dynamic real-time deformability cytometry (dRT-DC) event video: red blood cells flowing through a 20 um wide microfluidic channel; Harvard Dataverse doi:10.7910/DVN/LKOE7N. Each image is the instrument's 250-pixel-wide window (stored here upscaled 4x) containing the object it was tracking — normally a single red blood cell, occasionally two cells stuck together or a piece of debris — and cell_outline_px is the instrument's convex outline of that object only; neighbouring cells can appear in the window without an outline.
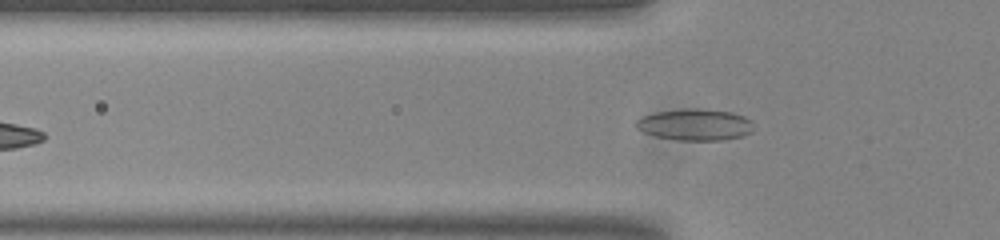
{"species": "common noctule bat (a hibernating species)", "species_latin": "Nyctalus noctula", "temperature_condition": "room temperature", "stored_images_in_passage": 38, "camera_frame_rate_fps": 3000, "um_per_image_px": 0.085, "animal": {"sex": "male", "body_mass_g": 20.0, "forearm_length_mm": 53.3}, "frame": {"image": 1, "passage_image": 5, "time_ms": 1.333, "image_size_px": [1000, 240], "cell_outline_px": [[752, 132], [740, 136], [724, 140], [676, 140], [656, 136], [644, 132], [636, 128], [636, 120], [640, 116], [652, 112], [684, 108], [696, 108], [732, 112], [744, 116], [752, 120]], "centroid_in_image_um": [59.05, 10.58], "position_along_channel_um": 66.8, "area_um2": 21.79}}
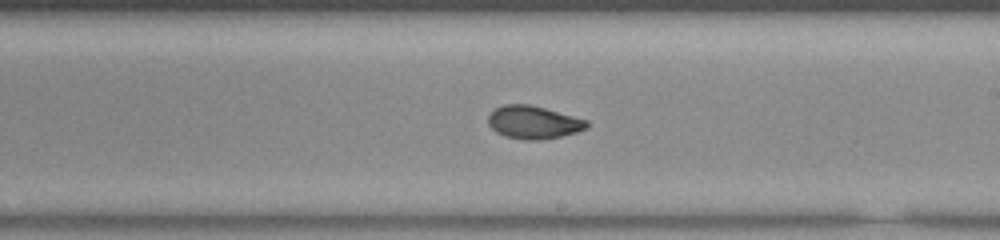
{"frame": {"image": 2, "passage_image": 19, "time_ms": 6.0, "image_size_px": [1000, 240], "cell_outline_px": [[588, 128], [576, 132], [560, 136], [540, 140], [524, 140], [504, 136], [496, 132], [488, 124], [488, 116], [496, 108], [504, 104], [528, 104], [544, 108], [588, 120]], "centroid_in_image_um": [45.33, 10.4], "position_along_channel_um": 243.7, "area_um2": 18.84}}
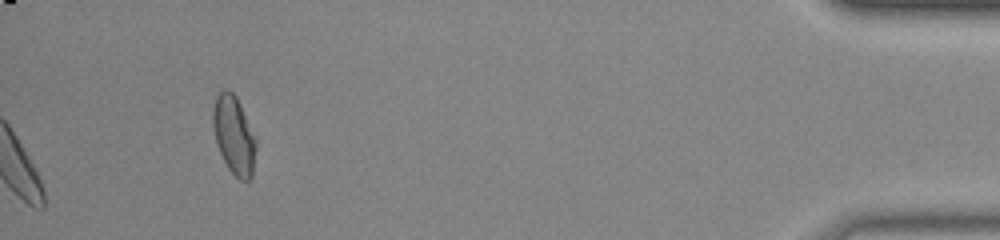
{"frame": {"image": 3, "passage_image": 38, "time_ms": 12.333, "image_size_px": [1000, 240], "cell_outline_px": [[256, 148], [252, 176], [248, 180], [240, 180], [228, 168], [220, 152], [216, 140], [212, 124], [212, 112], [216, 96], [224, 88], [228, 88], [236, 96], [256, 136]], "centroid_in_image_um": [19.89, 11.45], "position_along_channel_um": 415.3, "area_um2": 19.65}, "authors_computed_cell_mechanics": {"area_um2": 19.5942, "velocity_mm_per_s": 3.7964, "shape_relaxation_time_tau1_ms": null, "shape_relaxation_time_tau2_ms": 1.9106, "deformation_change_tau1": null, "deformation_change_tau2": 0.0648}}